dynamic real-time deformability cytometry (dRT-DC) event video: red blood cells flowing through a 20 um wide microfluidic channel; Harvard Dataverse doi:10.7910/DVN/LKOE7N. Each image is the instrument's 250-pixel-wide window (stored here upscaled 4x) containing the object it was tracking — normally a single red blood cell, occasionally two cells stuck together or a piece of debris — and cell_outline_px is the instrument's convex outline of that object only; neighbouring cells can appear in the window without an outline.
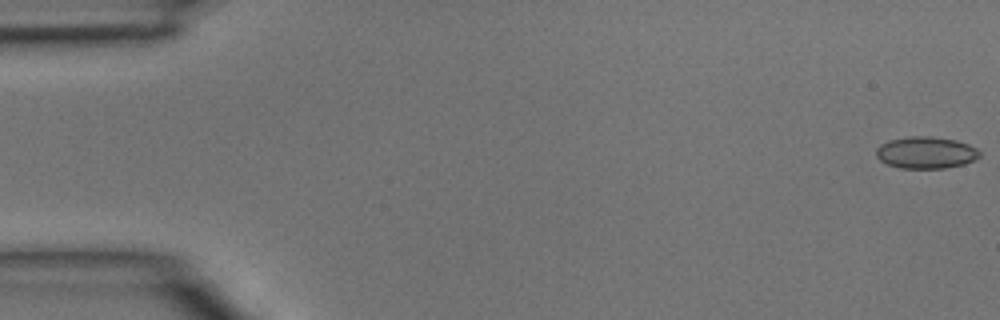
{"species": "common noctule bat (a hibernating species)", "species_latin": "Nyctalus noctula", "temperature_condition": "room temperature", "stored_images_in_passage": 46, "camera_frame_rate_fps": 3000, "um_per_image_px": 0.085, "animal": {"sex": "male", "body_mass_g": 15.6}, "frame": {"image": 1, "passage_image": 1, "time_ms": 0.0, "image_size_px": [1000, 320], "cell_outline_px": [[980, 156], [964, 164], [944, 168], [900, 168], [888, 164], [880, 160], [876, 156], [876, 148], [880, 144], [888, 140], [908, 136], [928, 136], [956, 140], [968, 144], [976, 148], [980, 152]], "centroid_in_image_um": [78.68, 12.96], "position_along_channel_um": 6.3, "area_um2": 19.19}}
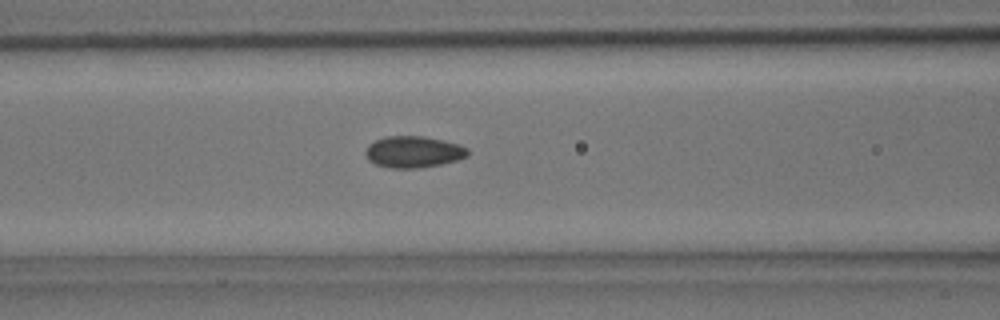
{"frame": {"image": 2, "passage_image": 19, "time_ms": 6.0, "image_size_px": [1000, 320], "cell_outline_px": [[468, 156], [456, 160], [440, 164], [420, 168], [392, 168], [376, 164], [368, 160], [364, 152], [368, 144], [376, 140], [388, 136], [424, 136], [456, 144], [468, 148]], "centroid_in_image_um": [35.11, 12.91], "position_along_channel_um": 131.5, "area_um2": 18.61}}
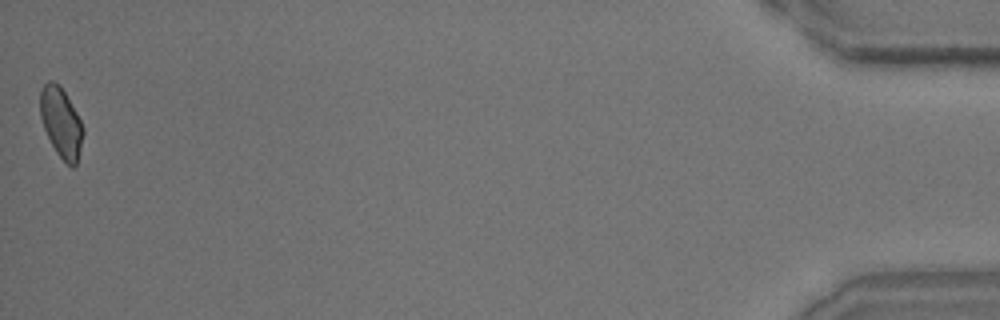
{"frame": {"image": 3, "passage_image": 46, "time_ms": 15.0, "image_size_px": [1000, 320], "cell_outline_px": [[84, 132], [76, 164], [72, 168], [56, 152], [44, 128], [40, 116], [40, 92], [44, 84], [48, 80], [52, 80], [64, 92], [76, 112], [84, 128]], "centroid_in_image_um": [5.19, 10.42], "position_along_channel_um": 430.0, "area_um2": 17.05}}